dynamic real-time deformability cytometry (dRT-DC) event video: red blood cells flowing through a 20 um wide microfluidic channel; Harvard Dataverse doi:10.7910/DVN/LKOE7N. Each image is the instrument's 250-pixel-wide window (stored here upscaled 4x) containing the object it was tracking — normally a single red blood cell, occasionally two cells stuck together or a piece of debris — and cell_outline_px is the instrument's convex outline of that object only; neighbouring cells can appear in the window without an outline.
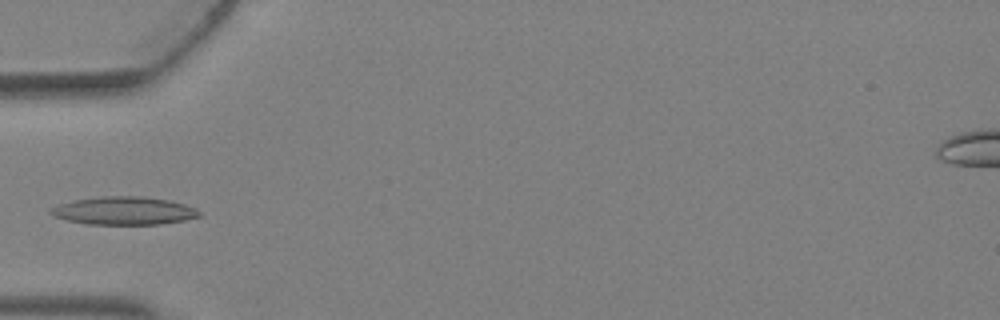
{"species": "Egyptian fruit bat (a non-hibernating species)", "species_latin": "Rousettus aegyptiacus", "temperature_condition": "warm", "stored_images_in_passage": 3, "camera_frame_rate_fps": 3000, "um_per_image_px": 0.085, "animal": {"sex": "female"}, "frame": {"image": 1, "passage_image": 3, "time_ms": 0.667, "image_size_px": [1000, 320], "cell_outline_px": [[204, 216], [184, 220], [160, 224], [88, 224], [68, 220], [52, 216], [48, 212], [52, 208], [60, 204], [72, 200], [104, 196], [140, 196], [168, 200], [184, 204], [196, 208], [204, 212]], "centroid_in_image_um": [10.59, 17.91], "position_along_channel_um": 74.4, "area_um2": 24.33}}